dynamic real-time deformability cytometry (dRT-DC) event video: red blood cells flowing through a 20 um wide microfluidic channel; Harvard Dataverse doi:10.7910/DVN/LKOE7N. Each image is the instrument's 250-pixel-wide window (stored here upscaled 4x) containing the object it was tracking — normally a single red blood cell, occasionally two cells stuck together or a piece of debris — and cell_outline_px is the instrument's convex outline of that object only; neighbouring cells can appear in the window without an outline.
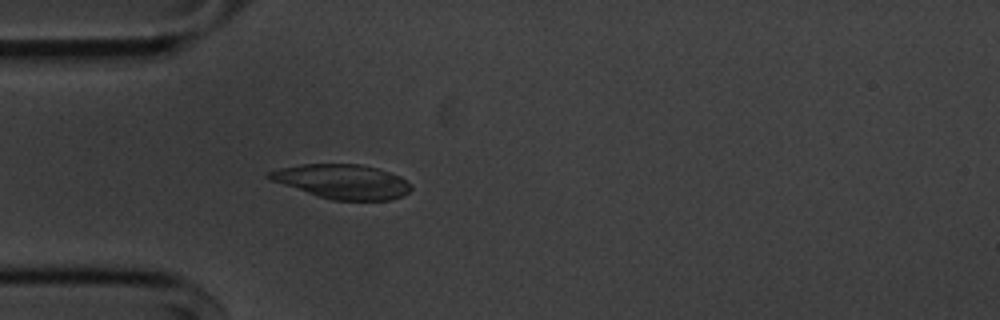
{"species": "common noctule bat (a hibernating species)", "species_latin": "Nyctalus noctula", "temperature_condition": "cold", "stored_images_in_passage": 20, "camera_frame_rate_fps": 3000, "um_per_image_px": 0.085, "animal": {"sex": "male", "body_mass_g": 20.1, "forearm_length_mm": 53.5}, "frame": {"image": 1, "passage_image": 6, "time_ms": 1.667, "image_size_px": [1000, 320], "cell_outline_px": [[412, 188], [408, 192], [392, 200], [332, 200], [316, 196], [272, 180], [264, 176], [268, 172], [280, 168], [300, 164], [360, 164], [376, 168], [400, 176]], "centroid_in_image_um": [29.07, 15.43], "position_along_channel_um": 55.9, "area_um2": 28.15}}
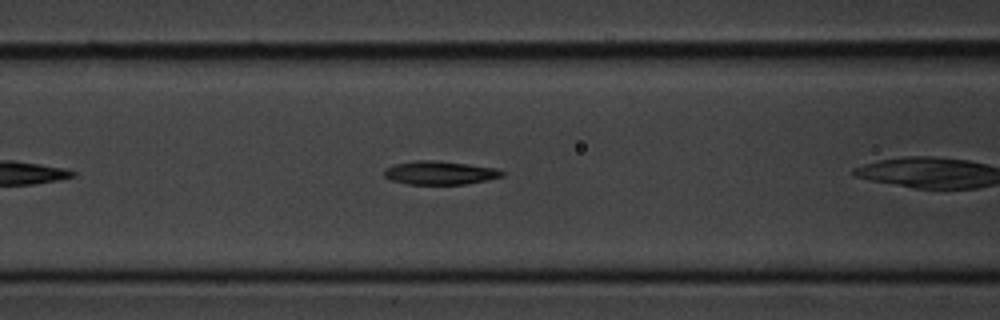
{"frame": {"image": 2, "passage_image": 9, "time_ms": 2.667, "image_size_px": [1000, 320], "cell_outline_px": [[504, 176], [488, 180], [464, 184], [408, 184], [392, 180], [384, 176], [384, 172], [388, 168], [396, 164], [416, 160], [432, 160], [468, 164], [496, 168], [504, 172]], "centroid_in_image_um": [37.43, 14.69], "position_along_channel_um": 129.2, "area_um2": 15.95}}